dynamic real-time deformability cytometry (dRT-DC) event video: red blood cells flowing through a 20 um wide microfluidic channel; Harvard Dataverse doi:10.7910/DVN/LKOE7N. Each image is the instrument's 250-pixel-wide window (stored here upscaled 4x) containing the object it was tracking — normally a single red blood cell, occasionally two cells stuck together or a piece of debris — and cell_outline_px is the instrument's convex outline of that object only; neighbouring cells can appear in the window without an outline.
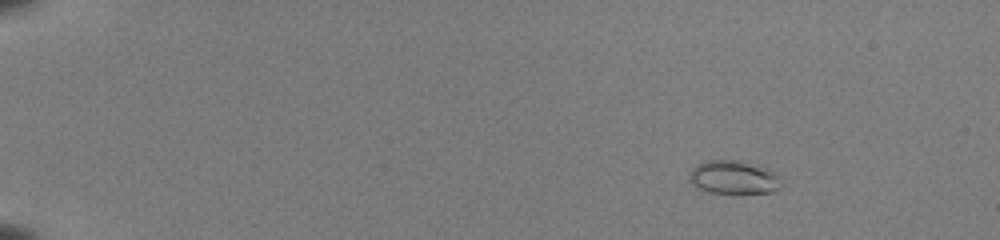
{"species": "common noctule bat (a hibernating species)", "species_latin": "Nyctalus noctula", "temperature_condition": "room temperature", "stored_images_in_passage": 47, "camera_frame_rate_fps": 3000, "um_per_image_px": 0.085, "animal": {"sex": "female", "body_mass_g": 22.0, "forearm_length_mm": 56.7}, "frame": {"image": 1, "passage_image": 1, "time_ms": 0.0, "image_size_px": [1000, 240], "cell_outline_px": [[780, 188], [772, 192], [708, 192], [692, 184], [688, 180], [688, 172], [696, 164], [708, 160], [736, 160], [768, 168], [780, 176]], "centroid_in_image_um": [62.33, 15.05], "position_along_channel_um": 22.7, "area_um2": 17.8}}
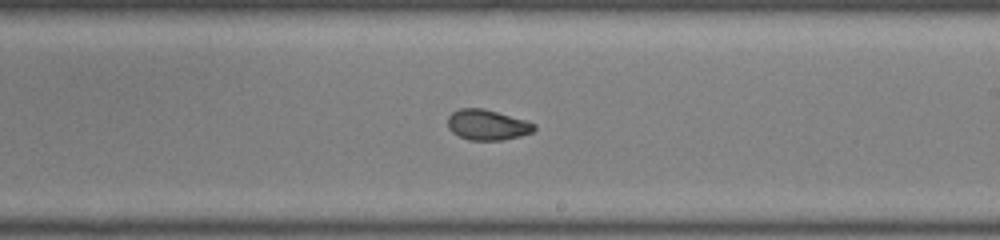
{"frame": {"image": 2, "passage_image": 28, "time_ms": 9.0, "image_size_px": [1000, 240], "cell_outline_px": [[536, 128], [532, 132], [520, 136], [504, 140], [468, 140], [452, 132], [448, 128], [448, 116], [452, 112], [460, 108], [484, 108], [524, 120], [536, 124]], "centroid_in_image_um": [41.41, 10.61], "position_along_channel_um": 247.6, "area_um2": 15.32}}
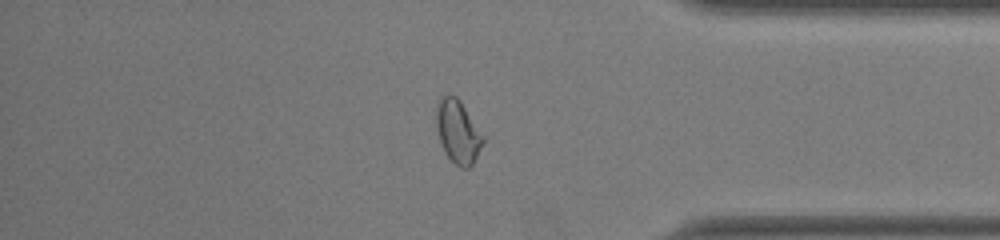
{"frame": {"image": 3, "passage_image": 40, "time_ms": 13.0, "image_size_px": [1000, 240], "cell_outline_px": [[484, 140], [472, 164], [468, 168], [460, 168], [444, 152], [440, 140], [436, 124], [436, 108], [440, 100], [444, 96], [456, 96], [460, 100], [484, 136]], "centroid_in_image_um": [38.92, 11.2], "position_along_channel_um": 396.3, "area_um2": 16.76}, "authors_computed_cell_mechanics": {"area_um2": 16.3574, "velocity_mm_per_s": 3.9751, "shape_relaxation_time_tau1_ms": 7.1713, "shape_relaxation_time_tau2_ms": 1.0526, "deformation_change_tau1": 0.2088, "deformation_change_tau2": 0.0566}}